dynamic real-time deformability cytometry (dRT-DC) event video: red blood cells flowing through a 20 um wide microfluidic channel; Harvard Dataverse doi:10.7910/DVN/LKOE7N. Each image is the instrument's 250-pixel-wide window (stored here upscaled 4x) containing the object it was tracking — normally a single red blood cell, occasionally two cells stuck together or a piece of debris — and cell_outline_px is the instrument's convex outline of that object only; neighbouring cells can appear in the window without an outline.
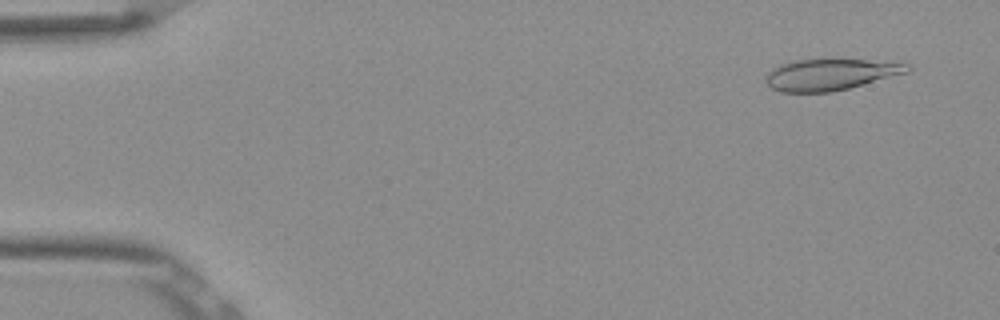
{"species": "Egyptian fruit bat (a non-hibernating species)", "species_latin": "Rousettus aegyptiacus", "temperature_condition": "room temperature", "stored_images_in_passage": 49, "camera_frame_rate_fps": 3000, "um_per_image_px": 0.085, "frame": {"image": 1, "passage_image": 2, "time_ms": 0.333, "image_size_px": [1000, 320], "cell_outline_px": [[912, 68], [908, 72], [848, 88], [832, 92], [780, 92], [772, 88], [764, 80], [768, 72], [772, 68], [780, 64], [792, 60], [864, 60], [908, 64]], "centroid_in_image_um": [70.52, 6.34], "position_along_channel_um": 14.5, "area_um2": 25.49}}
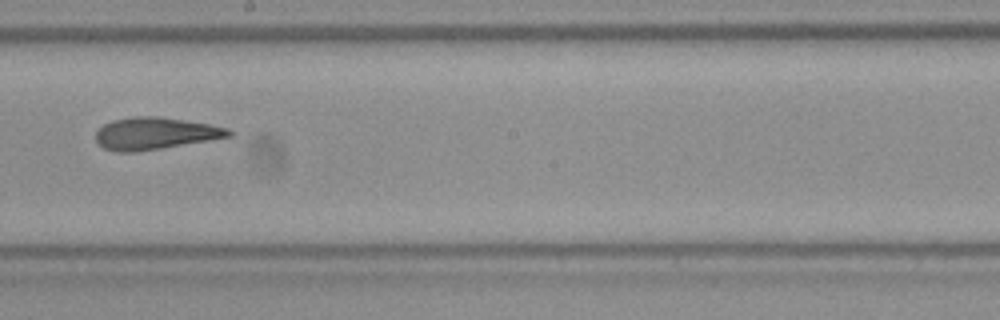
{"frame": {"image": 2, "passage_image": 28, "time_ms": 9.0, "image_size_px": [1000, 320], "cell_outline_px": [[236, 132], [232, 136], [136, 152], [116, 152], [104, 148], [96, 140], [96, 132], [104, 124], [112, 120], [136, 116], [156, 116], [184, 120], [208, 124], [228, 128]], "centroid_in_image_um": [13.19, 11.34], "position_along_channel_um": 235.0, "area_um2": 24.62}}
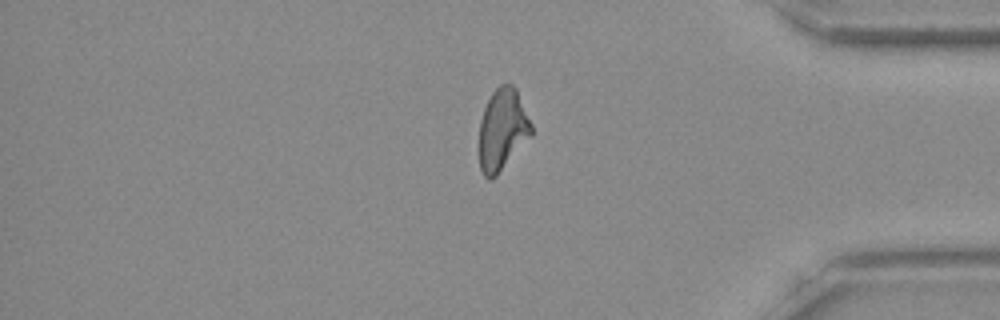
{"frame": {"image": 3, "passage_image": 42, "time_ms": 13.667, "image_size_px": [1000, 320], "cell_outline_px": [[532, 136], [496, 176], [492, 180], [488, 180], [484, 176], [480, 168], [480, 120], [484, 108], [492, 92], [500, 84], [512, 84], [516, 88], [532, 124]], "centroid_in_image_um": [42.72, 11.02], "position_along_channel_um": 392.5, "area_um2": 24.85}, "authors_computed_cell_mechanics": {"area_um2": 25.2008, "velocity_mm_per_s": 3.8773, "shape_relaxation_time_tau1_ms": null, "shape_relaxation_time_tau2_ms": 3.1846, "deformation_change_tau1": null, "deformation_change_tau2": 0.1232}}